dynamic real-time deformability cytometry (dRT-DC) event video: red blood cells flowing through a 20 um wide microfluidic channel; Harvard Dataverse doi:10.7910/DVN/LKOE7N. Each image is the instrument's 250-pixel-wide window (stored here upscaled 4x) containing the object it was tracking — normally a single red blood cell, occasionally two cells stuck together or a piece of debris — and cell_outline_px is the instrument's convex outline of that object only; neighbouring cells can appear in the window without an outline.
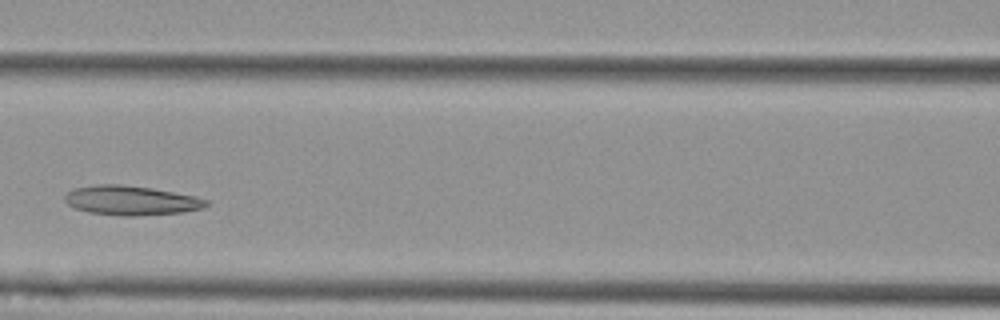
{"species": "Egyptian fruit bat (a non-hibernating species)", "species_latin": "Rousettus aegyptiacus", "temperature_condition": "cold", "stored_images_in_passage": 4, "camera_frame_rate_fps": 3000, "um_per_image_px": 0.085, "animal": {"sex": "female"}, "frame": {"image": 1, "passage_image": 4, "time_ms": 1.0, "image_size_px": [1000, 320], "cell_outline_px": [[208, 204], [204, 208], [180, 212], [136, 216], [124, 216], [88, 212], [72, 208], [64, 200], [64, 196], [72, 188], [96, 184], [120, 184], [152, 188], [196, 196], [208, 200]], "centroid_in_image_um": [11.1, 17.03], "position_along_channel_um": 155.5, "area_um2": 24.39}}